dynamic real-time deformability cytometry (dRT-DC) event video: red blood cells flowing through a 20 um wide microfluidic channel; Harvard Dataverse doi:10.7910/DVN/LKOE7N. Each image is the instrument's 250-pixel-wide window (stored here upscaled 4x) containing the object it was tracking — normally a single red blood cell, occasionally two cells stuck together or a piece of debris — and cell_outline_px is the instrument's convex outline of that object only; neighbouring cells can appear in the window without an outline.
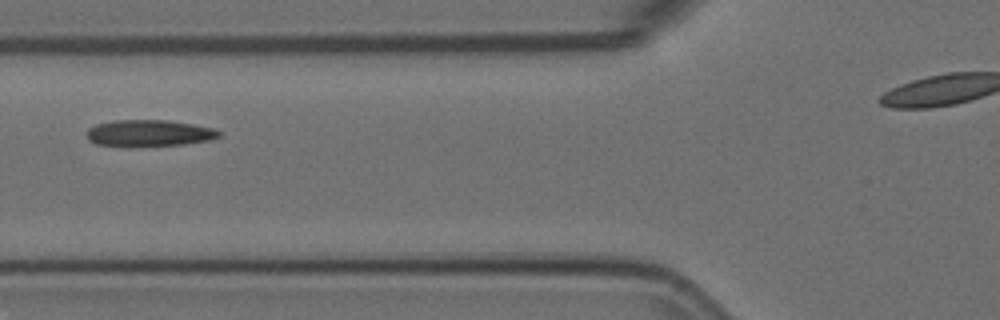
{"species": "Egyptian fruit bat (a non-hibernating species)", "species_latin": "Rousettus aegyptiacus", "temperature_condition": "room temperature", "stored_images_in_passage": 2, "camera_frame_rate_fps": 3000, "um_per_image_px": 0.085, "animal": {"sex": "female"}, "frame": {"image": 1, "passage_image": 2, "time_ms": 0.333, "image_size_px": [1000, 320], "cell_outline_px": [[220, 136], [208, 140], [184, 144], [128, 148], [96, 144], [88, 140], [88, 128], [96, 124], [112, 120], [168, 120], [192, 124], [212, 128], [220, 132]], "centroid_in_image_um": [12.61, 11.34], "position_along_channel_um": 113.2, "area_um2": 20.81}}